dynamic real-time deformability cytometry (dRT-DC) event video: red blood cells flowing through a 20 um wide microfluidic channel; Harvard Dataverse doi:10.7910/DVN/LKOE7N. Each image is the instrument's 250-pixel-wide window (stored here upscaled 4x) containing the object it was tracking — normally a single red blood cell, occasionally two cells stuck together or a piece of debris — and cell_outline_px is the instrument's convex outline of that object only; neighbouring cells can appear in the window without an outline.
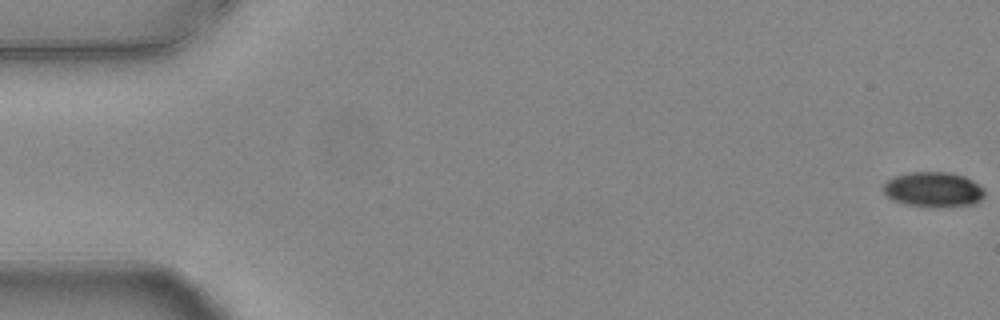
{"species": "common noctule bat (a hibernating species)", "species_latin": "Nyctalus noctula", "temperature_condition": "warm", "stored_images_in_passage": 9, "camera_frame_rate_fps": 3000, "um_per_image_px": 0.085, "animal": {"sex": "female", "body_mass_g": 24.6, "forearm_length_mm": 56.2}, "frame": {"image": 1, "passage_image": 1, "time_ms": 0.0, "image_size_px": [1000, 320], "cell_outline_px": [[984, 196], [976, 204], [908, 204], [892, 200], [884, 192], [884, 184], [888, 180], [896, 176], [912, 172], [948, 172], [964, 176], [972, 180], [984, 188]], "centroid_in_image_um": [79.35, 16.05], "position_along_channel_um": 5.6, "area_um2": 19.71}}